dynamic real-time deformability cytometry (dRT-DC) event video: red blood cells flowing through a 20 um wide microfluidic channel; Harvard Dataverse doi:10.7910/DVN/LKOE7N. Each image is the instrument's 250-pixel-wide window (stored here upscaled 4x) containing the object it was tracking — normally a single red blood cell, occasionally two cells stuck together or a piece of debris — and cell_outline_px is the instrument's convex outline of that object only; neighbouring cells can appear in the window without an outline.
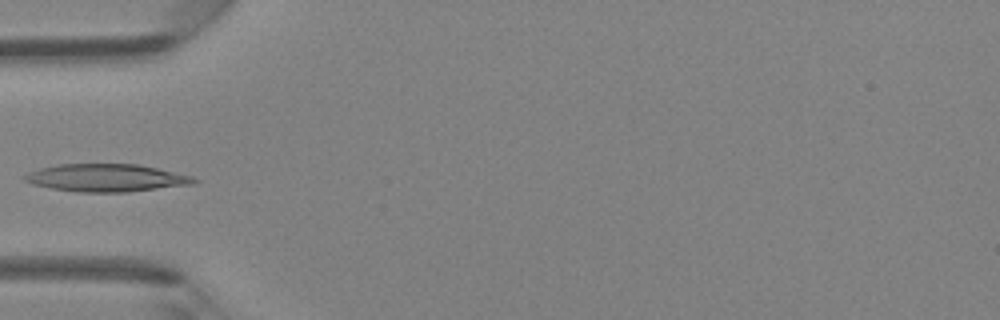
{"species": "Egyptian fruit bat (a non-hibernating species)", "species_latin": "Rousettus aegyptiacus", "temperature_condition": "room temperature", "stored_images_in_passage": 5, "camera_frame_rate_fps": 3000, "um_per_image_px": 0.085, "animal": {"sex": "female"}, "frame": {"image": 1, "passage_image": 5, "time_ms": 4.667, "image_size_px": [1000, 320], "cell_outline_px": [[200, 180], [196, 184], [128, 192], [76, 192], [52, 188], [32, 184], [24, 180], [24, 176], [28, 172], [40, 168], [56, 164], [136, 164], [156, 168], [192, 176]], "centroid_in_image_um": [9.05, 15.12], "position_along_channel_um": 75.9, "area_um2": 27.34}}